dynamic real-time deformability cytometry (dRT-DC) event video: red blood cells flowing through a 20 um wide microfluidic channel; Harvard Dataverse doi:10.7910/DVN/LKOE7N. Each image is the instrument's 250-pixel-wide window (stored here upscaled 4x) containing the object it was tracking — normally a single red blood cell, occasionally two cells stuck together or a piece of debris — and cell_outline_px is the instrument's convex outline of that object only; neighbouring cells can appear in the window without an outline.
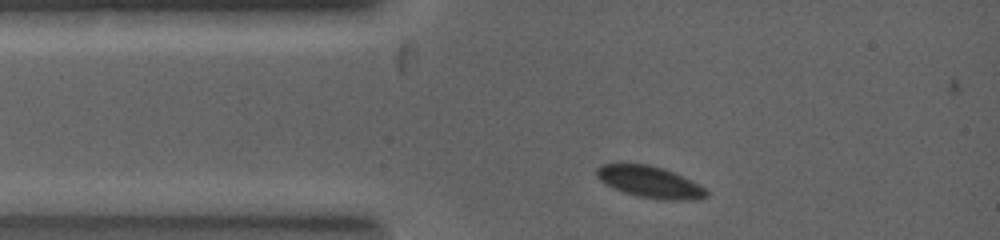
{"species": "common noctule bat (a hibernating species)", "species_latin": "Nyctalus noctula", "temperature_condition": "warm", "stored_images_in_passage": 2, "camera_frame_rate_fps": 5000, "um_per_image_px": 0.085, "animal": {"sex": "female", "body_mass_g": 19.0, "forearm_length_mm": 53.3}, "frame": {"image": 1, "passage_image": 1, "time_ms": 0.0, "image_size_px": [1000, 240], "cell_outline_px": [[708, 196], [692, 200], [660, 200], [636, 196], [624, 192], [600, 180], [596, 176], [596, 168], [600, 164], [648, 164], [664, 168], [700, 184], [708, 192]], "centroid_in_image_um": [55.26, 15.47], "position_along_channel_um": 29.7, "area_um2": 20.17}}
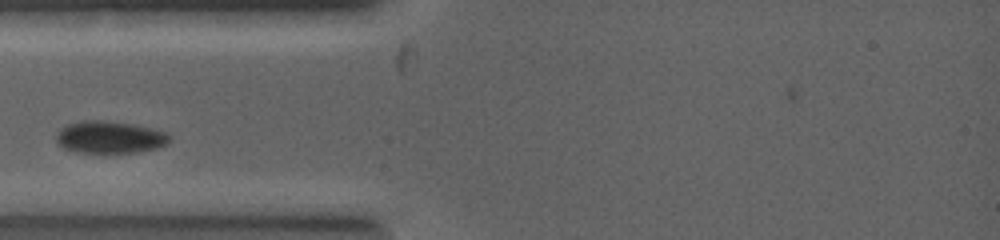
{"frame": {"image": 2, "passage_image": 2, "time_ms": 1.0, "image_size_px": [1000, 240], "cell_outline_px": [[172, 136], [168, 144], [156, 148], [136, 152], [76, 152], [64, 148], [56, 140], [56, 132], [60, 128], [68, 124], [80, 120], [104, 120], [136, 124], [168, 132]], "centroid_in_image_um": [9.36, 11.64], "position_along_channel_um": 75.6, "area_um2": 21.5}}